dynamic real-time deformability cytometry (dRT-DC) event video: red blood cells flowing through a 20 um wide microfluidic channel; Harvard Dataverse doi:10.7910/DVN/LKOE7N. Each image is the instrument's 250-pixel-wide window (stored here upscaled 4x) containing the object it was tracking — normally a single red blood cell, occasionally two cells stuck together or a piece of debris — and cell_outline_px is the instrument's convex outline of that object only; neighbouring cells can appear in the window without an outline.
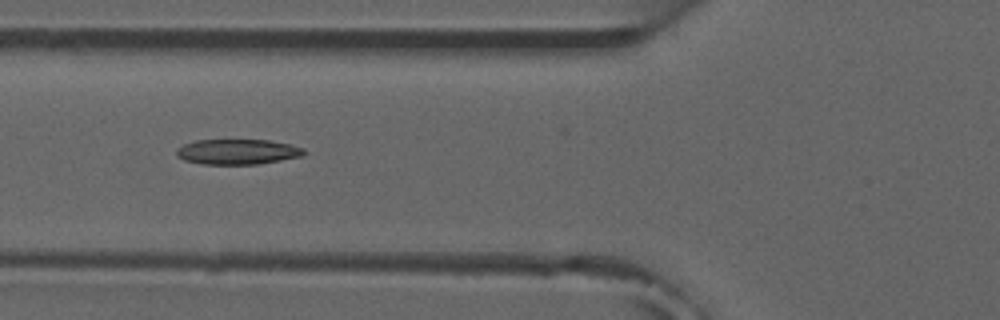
{"species": "common noctule bat (a hibernating species)", "species_latin": "Nyctalus noctula", "temperature_condition": "room temperature", "stored_images_in_passage": 8, "camera_frame_rate_fps": 3000, "um_per_image_px": 0.085, "animal": {"sex": "male", "forearm_length_mm": 52.5}, "frame": {"image": 1, "passage_image": 6, "time_ms": 5.667, "image_size_px": [1000, 320], "cell_outline_px": [[308, 152], [304, 156], [256, 164], [204, 164], [184, 160], [176, 156], [176, 148], [184, 144], [196, 140], [268, 140], [288, 144], [304, 148]], "centroid_in_image_um": [20.2, 12.9], "position_along_channel_um": 105.6, "area_um2": 18.79}}
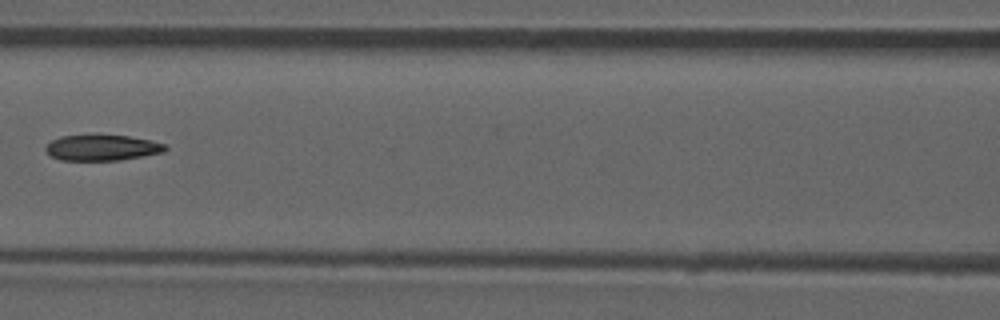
{"frame": {"image": 2, "passage_image": 7, "time_ms": 7.0, "image_size_px": [1000, 320], "cell_outline_px": [[168, 148], [164, 152], [120, 160], [60, 160], [52, 156], [44, 148], [52, 140], [60, 136], [128, 136], [168, 144]], "centroid_in_image_um": [8.71, 12.57], "position_along_channel_um": 157.9, "area_um2": 17.63}}